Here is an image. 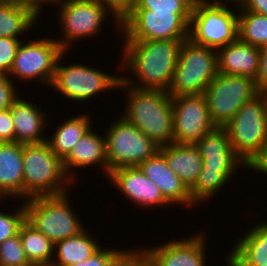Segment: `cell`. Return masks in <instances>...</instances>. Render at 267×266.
<instances>
[{
	"mask_svg": "<svg viewBox=\"0 0 267 266\" xmlns=\"http://www.w3.org/2000/svg\"><path fill=\"white\" fill-rule=\"evenodd\" d=\"M85 228L81 233L54 244V257L51 266H69L85 261L100 248L98 239L93 238Z\"/></svg>",
	"mask_w": 267,
	"mask_h": 266,
	"instance_id": "cb8c5ba5",
	"label": "cell"
},
{
	"mask_svg": "<svg viewBox=\"0 0 267 266\" xmlns=\"http://www.w3.org/2000/svg\"><path fill=\"white\" fill-rule=\"evenodd\" d=\"M246 168L267 175V144L247 163Z\"/></svg>",
	"mask_w": 267,
	"mask_h": 266,
	"instance_id": "b9f144b4",
	"label": "cell"
},
{
	"mask_svg": "<svg viewBox=\"0 0 267 266\" xmlns=\"http://www.w3.org/2000/svg\"><path fill=\"white\" fill-rule=\"evenodd\" d=\"M265 98V101H266V106H267V90L261 92Z\"/></svg>",
	"mask_w": 267,
	"mask_h": 266,
	"instance_id": "f6af8a7d",
	"label": "cell"
},
{
	"mask_svg": "<svg viewBox=\"0 0 267 266\" xmlns=\"http://www.w3.org/2000/svg\"><path fill=\"white\" fill-rule=\"evenodd\" d=\"M0 1L30 8L38 16L41 14V12L44 11L43 6H46L48 4H49L48 6H51L54 2V0H0Z\"/></svg>",
	"mask_w": 267,
	"mask_h": 266,
	"instance_id": "ee69618b",
	"label": "cell"
},
{
	"mask_svg": "<svg viewBox=\"0 0 267 266\" xmlns=\"http://www.w3.org/2000/svg\"><path fill=\"white\" fill-rule=\"evenodd\" d=\"M107 128L108 175L120 167L139 166L159 151L160 147L121 115Z\"/></svg>",
	"mask_w": 267,
	"mask_h": 266,
	"instance_id": "8fae6325",
	"label": "cell"
},
{
	"mask_svg": "<svg viewBox=\"0 0 267 266\" xmlns=\"http://www.w3.org/2000/svg\"><path fill=\"white\" fill-rule=\"evenodd\" d=\"M10 112L15 128V142L20 144H39L47 142V135H43V130L48 127V115L42 111L41 107L30 100L17 97L11 107Z\"/></svg>",
	"mask_w": 267,
	"mask_h": 266,
	"instance_id": "d6986e66",
	"label": "cell"
},
{
	"mask_svg": "<svg viewBox=\"0 0 267 266\" xmlns=\"http://www.w3.org/2000/svg\"><path fill=\"white\" fill-rule=\"evenodd\" d=\"M235 242L226 266H267V221L258 222Z\"/></svg>",
	"mask_w": 267,
	"mask_h": 266,
	"instance_id": "ffe728a7",
	"label": "cell"
},
{
	"mask_svg": "<svg viewBox=\"0 0 267 266\" xmlns=\"http://www.w3.org/2000/svg\"><path fill=\"white\" fill-rule=\"evenodd\" d=\"M68 196L69 192H66L31 197L24 201L26 221L54 244L85 229L78 214L71 208Z\"/></svg>",
	"mask_w": 267,
	"mask_h": 266,
	"instance_id": "8992f818",
	"label": "cell"
},
{
	"mask_svg": "<svg viewBox=\"0 0 267 266\" xmlns=\"http://www.w3.org/2000/svg\"><path fill=\"white\" fill-rule=\"evenodd\" d=\"M168 167L182 180L190 190L196 183L203 161L195 143H172L162 146Z\"/></svg>",
	"mask_w": 267,
	"mask_h": 266,
	"instance_id": "603a6c76",
	"label": "cell"
},
{
	"mask_svg": "<svg viewBox=\"0 0 267 266\" xmlns=\"http://www.w3.org/2000/svg\"><path fill=\"white\" fill-rule=\"evenodd\" d=\"M53 5L60 8L57 19L63 32L55 40L65 52L78 40L99 35L107 16L114 19L116 31L121 30V21L100 0H54Z\"/></svg>",
	"mask_w": 267,
	"mask_h": 266,
	"instance_id": "5b68a950",
	"label": "cell"
},
{
	"mask_svg": "<svg viewBox=\"0 0 267 266\" xmlns=\"http://www.w3.org/2000/svg\"><path fill=\"white\" fill-rule=\"evenodd\" d=\"M120 21L136 6L138 0H100Z\"/></svg>",
	"mask_w": 267,
	"mask_h": 266,
	"instance_id": "ab89813d",
	"label": "cell"
},
{
	"mask_svg": "<svg viewBox=\"0 0 267 266\" xmlns=\"http://www.w3.org/2000/svg\"><path fill=\"white\" fill-rule=\"evenodd\" d=\"M203 161V167L213 170H238L246 164L235 152H220L214 154H200Z\"/></svg>",
	"mask_w": 267,
	"mask_h": 266,
	"instance_id": "d6a6232c",
	"label": "cell"
},
{
	"mask_svg": "<svg viewBox=\"0 0 267 266\" xmlns=\"http://www.w3.org/2000/svg\"><path fill=\"white\" fill-rule=\"evenodd\" d=\"M20 241L29 262L33 266H51L54 243L26 220L19 229Z\"/></svg>",
	"mask_w": 267,
	"mask_h": 266,
	"instance_id": "4316f807",
	"label": "cell"
},
{
	"mask_svg": "<svg viewBox=\"0 0 267 266\" xmlns=\"http://www.w3.org/2000/svg\"><path fill=\"white\" fill-rule=\"evenodd\" d=\"M184 40H121L119 71L126 69L134 77L123 74L121 81L137 89L168 91Z\"/></svg>",
	"mask_w": 267,
	"mask_h": 266,
	"instance_id": "6da1fadb",
	"label": "cell"
},
{
	"mask_svg": "<svg viewBox=\"0 0 267 266\" xmlns=\"http://www.w3.org/2000/svg\"><path fill=\"white\" fill-rule=\"evenodd\" d=\"M199 154H214L220 152H235L231 147V141L224 128L217 127L214 131L204 135L195 142Z\"/></svg>",
	"mask_w": 267,
	"mask_h": 266,
	"instance_id": "4dcf8cb0",
	"label": "cell"
},
{
	"mask_svg": "<svg viewBox=\"0 0 267 266\" xmlns=\"http://www.w3.org/2000/svg\"><path fill=\"white\" fill-rule=\"evenodd\" d=\"M192 12L131 10L121 20L122 40L188 39Z\"/></svg>",
	"mask_w": 267,
	"mask_h": 266,
	"instance_id": "30bf717a",
	"label": "cell"
},
{
	"mask_svg": "<svg viewBox=\"0 0 267 266\" xmlns=\"http://www.w3.org/2000/svg\"><path fill=\"white\" fill-rule=\"evenodd\" d=\"M107 179L122 192L132 204L145 208L168 207L170 203L161 190L149 180L138 166L120 167L112 170Z\"/></svg>",
	"mask_w": 267,
	"mask_h": 266,
	"instance_id": "2e32d148",
	"label": "cell"
},
{
	"mask_svg": "<svg viewBox=\"0 0 267 266\" xmlns=\"http://www.w3.org/2000/svg\"><path fill=\"white\" fill-rule=\"evenodd\" d=\"M217 56L220 74L256 78L260 61L259 47L244 43L237 38L217 50Z\"/></svg>",
	"mask_w": 267,
	"mask_h": 266,
	"instance_id": "7402d4cb",
	"label": "cell"
},
{
	"mask_svg": "<svg viewBox=\"0 0 267 266\" xmlns=\"http://www.w3.org/2000/svg\"><path fill=\"white\" fill-rule=\"evenodd\" d=\"M0 266H33L23 249L19 233L0 244Z\"/></svg>",
	"mask_w": 267,
	"mask_h": 266,
	"instance_id": "f546056e",
	"label": "cell"
},
{
	"mask_svg": "<svg viewBox=\"0 0 267 266\" xmlns=\"http://www.w3.org/2000/svg\"><path fill=\"white\" fill-rule=\"evenodd\" d=\"M73 182L47 142L23 144V201L68 192Z\"/></svg>",
	"mask_w": 267,
	"mask_h": 266,
	"instance_id": "277c9868",
	"label": "cell"
},
{
	"mask_svg": "<svg viewBox=\"0 0 267 266\" xmlns=\"http://www.w3.org/2000/svg\"><path fill=\"white\" fill-rule=\"evenodd\" d=\"M218 74L217 50L195 44L188 38L180 48L169 95L204 94Z\"/></svg>",
	"mask_w": 267,
	"mask_h": 266,
	"instance_id": "52a82bcc",
	"label": "cell"
},
{
	"mask_svg": "<svg viewBox=\"0 0 267 266\" xmlns=\"http://www.w3.org/2000/svg\"><path fill=\"white\" fill-rule=\"evenodd\" d=\"M22 40L9 77L15 81L32 82L38 80L50 87L59 57L65 52L59 43L51 37ZM25 41V42H24ZM25 43V44H24ZM15 77V78H14ZM31 80V81H30Z\"/></svg>",
	"mask_w": 267,
	"mask_h": 266,
	"instance_id": "4fadbf2b",
	"label": "cell"
},
{
	"mask_svg": "<svg viewBox=\"0 0 267 266\" xmlns=\"http://www.w3.org/2000/svg\"><path fill=\"white\" fill-rule=\"evenodd\" d=\"M12 213L0 211V244L19 233L20 226L26 220L24 201ZM22 205V206H21Z\"/></svg>",
	"mask_w": 267,
	"mask_h": 266,
	"instance_id": "836d02e7",
	"label": "cell"
},
{
	"mask_svg": "<svg viewBox=\"0 0 267 266\" xmlns=\"http://www.w3.org/2000/svg\"><path fill=\"white\" fill-rule=\"evenodd\" d=\"M237 11V1L195 0L189 23V39L214 50L234 42L238 38Z\"/></svg>",
	"mask_w": 267,
	"mask_h": 266,
	"instance_id": "3957f363",
	"label": "cell"
},
{
	"mask_svg": "<svg viewBox=\"0 0 267 266\" xmlns=\"http://www.w3.org/2000/svg\"><path fill=\"white\" fill-rule=\"evenodd\" d=\"M238 10L252 11L267 16V0H237Z\"/></svg>",
	"mask_w": 267,
	"mask_h": 266,
	"instance_id": "7bdbcfd3",
	"label": "cell"
},
{
	"mask_svg": "<svg viewBox=\"0 0 267 266\" xmlns=\"http://www.w3.org/2000/svg\"><path fill=\"white\" fill-rule=\"evenodd\" d=\"M173 143H195L217 127L212 122L204 94L172 97Z\"/></svg>",
	"mask_w": 267,
	"mask_h": 266,
	"instance_id": "5bb4252c",
	"label": "cell"
},
{
	"mask_svg": "<svg viewBox=\"0 0 267 266\" xmlns=\"http://www.w3.org/2000/svg\"><path fill=\"white\" fill-rule=\"evenodd\" d=\"M23 200V144L0 143V202Z\"/></svg>",
	"mask_w": 267,
	"mask_h": 266,
	"instance_id": "44dd1931",
	"label": "cell"
},
{
	"mask_svg": "<svg viewBox=\"0 0 267 266\" xmlns=\"http://www.w3.org/2000/svg\"><path fill=\"white\" fill-rule=\"evenodd\" d=\"M195 0H138L132 10L155 12H192Z\"/></svg>",
	"mask_w": 267,
	"mask_h": 266,
	"instance_id": "1f68e13d",
	"label": "cell"
},
{
	"mask_svg": "<svg viewBox=\"0 0 267 266\" xmlns=\"http://www.w3.org/2000/svg\"><path fill=\"white\" fill-rule=\"evenodd\" d=\"M108 266H149L148 252L143 247L120 250Z\"/></svg>",
	"mask_w": 267,
	"mask_h": 266,
	"instance_id": "e575fe53",
	"label": "cell"
},
{
	"mask_svg": "<svg viewBox=\"0 0 267 266\" xmlns=\"http://www.w3.org/2000/svg\"><path fill=\"white\" fill-rule=\"evenodd\" d=\"M15 142V128L10 108L0 111V143Z\"/></svg>",
	"mask_w": 267,
	"mask_h": 266,
	"instance_id": "f35d334b",
	"label": "cell"
},
{
	"mask_svg": "<svg viewBox=\"0 0 267 266\" xmlns=\"http://www.w3.org/2000/svg\"><path fill=\"white\" fill-rule=\"evenodd\" d=\"M259 93L253 78L219 73L204 92L212 122L223 128L245 102Z\"/></svg>",
	"mask_w": 267,
	"mask_h": 266,
	"instance_id": "7c38bea8",
	"label": "cell"
},
{
	"mask_svg": "<svg viewBox=\"0 0 267 266\" xmlns=\"http://www.w3.org/2000/svg\"><path fill=\"white\" fill-rule=\"evenodd\" d=\"M101 247L94 255L86 259L83 262L75 263L69 266H108L112 258L121 250V249H109ZM115 249V250H114Z\"/></svg>",
	"mask_w": 267,
	"mask_h": 266,
	"instance_id": "74e56055",
	"label": "cell"
},
{
	"mask_svg": "<svg viewBox=\"0 0 267 266\" xmlns=\"http://www.w3.org/2000/svg\"><path fill=\"white\" fill-rule=\"evenodd\" d=\"M91 127L73 146L70 153L62 160L64 171L67 177L74 182L78 181L77 168L92 167L101 168L102 173L108 177V159L106 150V139ZM72 169V170H71Z\"/></svg>",
	"mask_w": 267,
	"mask_h": 266,
	"instance_id": "e0dca14e",
	"label": "cell"
},
{
	"mask_svg": "<svg viewBox=\"0 0 267 266\" xmlns=\"http://www.w3.org/2000/svg\"><path fill=\"white\" fill-rule=\"evenodd\" d=\"M91 123L89 113L68 117L55 128V133L51 134L53 136L47 137V143L51 150L63 160L80 138L93 126Z\"/></svg>",
	"mask_w": 267,
	"mask_h": 266,
	"instance_id": "d4e9b609",
	"label": "cell"
},
{
	"mask_svg": "<svg viewBox=\"0 0 267 266\" xmlns=\"http://www.w3.org/2000/svg\"><path fill=\"white\" fill-rule=\"evenodd\" d=\"M16 83L8 75L0 74V111L11 107L18 95Z\"/></svg>",
	"mask_w": 267,
	"mask_h": 266,
	"instance_id": "8d00e7d4",
	"label": "cell"
},
{
	"mask_svg": "<svg viewBox=\"0 0 267 266\" xmlns=\"http://www.w3.org/2000/svg\"><path fill=\"white\" fill-rule=\"evenodd\" d=\"M138 167L161 190L164 198L171 206L174 204L185 205L189 209L195 206L191 200L190 190L168 167L166 159L160 150Z\"/></svg>",
	"mask_w": 267,
	"mask_h": 266,
	"instance_id": "ac0fdd59",
	"label": "cell"
},
{
	"mask_svg": "<svg viewBox=\"0 0 267 266\" xmlns=\"http://www.w3.org/2000/svg\"><path fill=\"white\" fill-rule=\"evenodd\" d=\"M22 40L0 37V74L9 75Z\"/></svg>",
	"mask_w": 267,
	"mask_h": 266,
	"instance_id": "d590c367",
	"label": "cell"
},
{
	"mask_svg": "<svg viewBox=\"0 0 267 266\" xmlns=\"http://www.w3.org/2000/svg\"><path fill=\"white\" fill-rule=\"evenodd\" d=\"M67 52H64L58 59L54 77L51 83V87L54 90L59 91L64 99L71 100L72 103H84L88 100H92L93 97L102 92H109L111 90H118V85L121 80V76L113 75L100 68L90 67V65H83L77 63H71L70 65H62V59Z\"/></svg>",
	"mask_w": 267,
	"mask_h": 266,
	"instance_id": "ba28073f",
	"label": "cell"
},
{
	"mask_svg": "<svg viewBox=\"0 0 267 266\" xmlns=\"http://www.w3.org/2000/svg\"><path fill=\"white\" fill-rule=\"evenodd\" d=\"M235 153L247 163L267 144V106L260 92L245 102L223 127Z\"/></svg>",
	"mask_w": 267,
	"mask_h": 266,
	"instance_id": "9c48e42d",
	"label": "cell"
},
{
	"mask_svg": "<svg viewBox=\"0 0 267 266\" xmlns=\"http://www.w3.org/2000/svg\"><path fill=\"white\" fill-rule=\"evenodd\" d=\"M39 17L30 8L0 1V37L20 39Z\"/></svg>",
	"mask_w": 267,
	"mask_h": 266,
	"instance_id": "484cf974",
	"label": "cell"
},
{
	"mask_svg": "<svg viewBox=\"0 0 267 266\" xmlns=\"http://www.w3.org/2000/svg\"><path fill=\"white\" fill-rule=\"evenodd\" d=\"M237 170H213L202 167L198 179L190 189L192 202L198 207L200 204L211 200L220 189L225 188ZM229 180V182H228ZM212 196V197H211ZM199 204V205H198Z\"/></svg>",
	"mask_w": 267,
	"mask_h": 266,
	"instance_id": "83f0119b",
	"label": "cell"
},
{
	"mask_svg": "<svg viewBox=\"0 0 267 266\" xmlns=\"http://www.w3.org/2000/svg\"><path fill=\"white\" fill-rule=\"evenodd\" d=\"M238 38L252 46L267 45V16L238 10Z\"/></svg>",
	"mask_w": 267,
	"mask_h": 266,
	"instance_id": "f1b7e54d",
	"label": "cell"
},
{
	"mask_svg": "<svg viewBox=\"0 0 267 266\" xmlns=\"http://www.w3.org/2000/svg\"><path fill=\"white\" fill-rule=\"evenodd\" d=\"M254 80L259 92L267 90V45L260 47L259 68Z\"/></svg>",
	"mask_w": 267,
	"mask_h": 266,
	"instance_id": "60d3db41",
	"label": "cell"
},
{
	"mask_svg": "<svg viewBox=\"0 0 267 266\" xmlns=\"http://www.w3.org/2000/svg\"><path fill=\"white\" fill-rule=\"evenodd\" d=\"M206 232L146 247L149 266H207Z\"/></svg>",
	"mask_w": 267,
	"mask_h": 266,
	"instance_id": "9a60e30c",
	"label": "cell"
},
{
	"mask_svg": "<svg viewBox=\"0 0 267 266\" xmlns=\"http://www.w3.org/2000/svg\"><path fill=\"white\" fill-rule=\"evenodd\" d=\"M119 89H124L126 106L121 117L137 127L158 147L173 143L172 97L168 91L137 89L121 80Z\"/></svg>",
	"mask_w": 267,
	"mask_h": 266,
	"instance_id": "7a4b0ae2",
	"label": "cell"
}]
</instances>
